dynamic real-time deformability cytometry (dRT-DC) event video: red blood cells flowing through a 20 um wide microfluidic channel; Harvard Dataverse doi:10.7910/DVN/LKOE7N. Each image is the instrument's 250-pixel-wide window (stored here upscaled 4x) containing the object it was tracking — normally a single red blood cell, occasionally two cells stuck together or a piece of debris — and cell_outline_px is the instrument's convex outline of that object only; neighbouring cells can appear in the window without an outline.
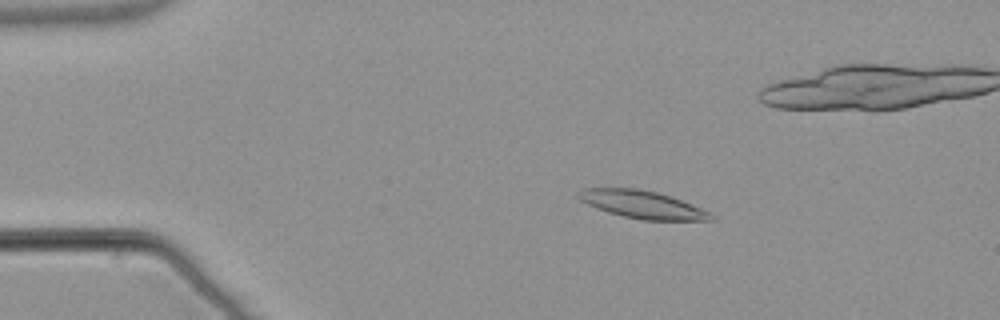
{"species": "common noctule bat (a hibernating species)", "species_latin": "Nyctalus noctula", "temperature_condition": "warm", "stored_images_in_passage": 56, "camera_frame_rate_fps": 3000, "um_per_image_px": 0.085, "animal": {"sex": "male", "body_mass_g": 21.5, "forearm_length_mm": 52.0}, "frame": {"image": 1, "passage_image": 11, "time_ms": 3.333, "image_size_px": [1000, 320], "cell_outline_px": [[716, 220], [644, 220], [624, 216], [608, 212], [596, 208], [580, 200], [576, 196], [576, 192], [584, 188], [636, 188], [656, 192], [692, 204], [712, 212], [716, 216]], "centroid_in_image_um": [54.62, 17.39], "position_along_channel_um": 30.4, "area_um2": 21.39}}
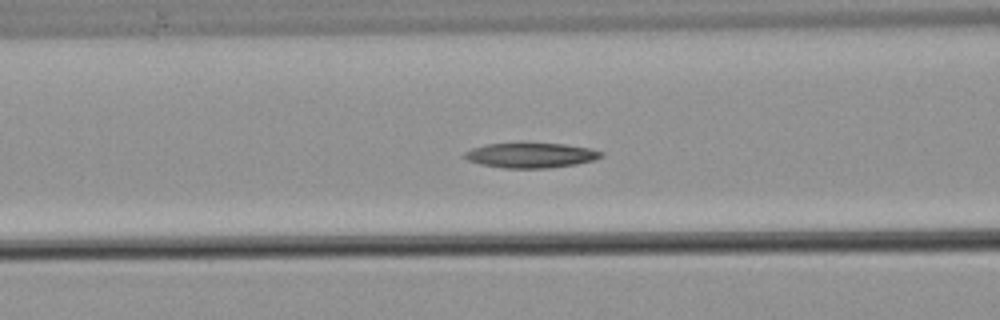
{"frame": {"image": 2, "passage_image": 23, "time_ms": 7.333, "image_size_px": [1000, 320], "cell_outline_px": [[604, 156], [592, 160], [576, 164], [548, 168], [504, 168], [480, 164], [468, 160], [460, 156], [464, 152], [472, 148], [484, 144], [524, 140], [564, 144], [588, 148], [604, 152]], "centroid_in_image_um": [45.05, 13.15], "position_along_channel_um": 121.5, "area_um2": 20.87}}
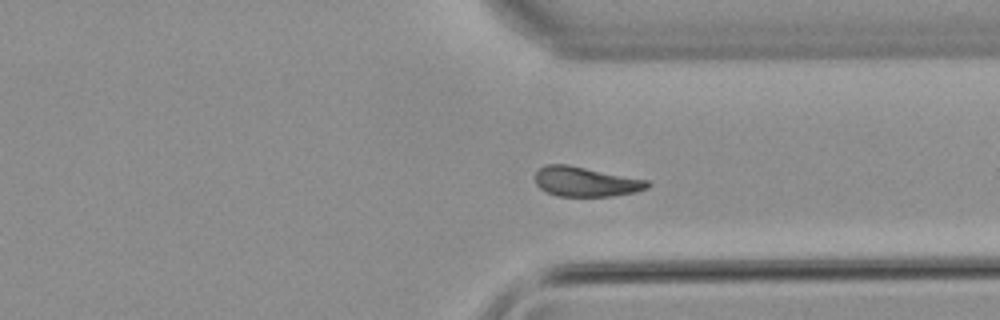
{"frame": {"image": 3, "passage_image": 42, "time_ms": 13.667, "image_size_px": [1000, 320], "cell_outline_px": [[652, 184], [648, 188], [636, 192], [612, 196], [556, 196], [544, 192], [536, 184], [536, 172], [544, 164], [568, 164], [648, 180]], "centroid_in_image_um": [49.79, 15.44], "position_along_channel_um": 361.6, "area_um2": 19.65}, "authors_computed_cell_mechanics": {"area_um2": 20.1433, "velocity_mm_per_s": 3.7935, "shape_relaxation_time_tau1_ms": 9.5815, "shape_relaxation_time_tau2_ms": 9.0381, "deformation_change_tau1": 0.2061, "deformation_change_tau2": 0.1849}}